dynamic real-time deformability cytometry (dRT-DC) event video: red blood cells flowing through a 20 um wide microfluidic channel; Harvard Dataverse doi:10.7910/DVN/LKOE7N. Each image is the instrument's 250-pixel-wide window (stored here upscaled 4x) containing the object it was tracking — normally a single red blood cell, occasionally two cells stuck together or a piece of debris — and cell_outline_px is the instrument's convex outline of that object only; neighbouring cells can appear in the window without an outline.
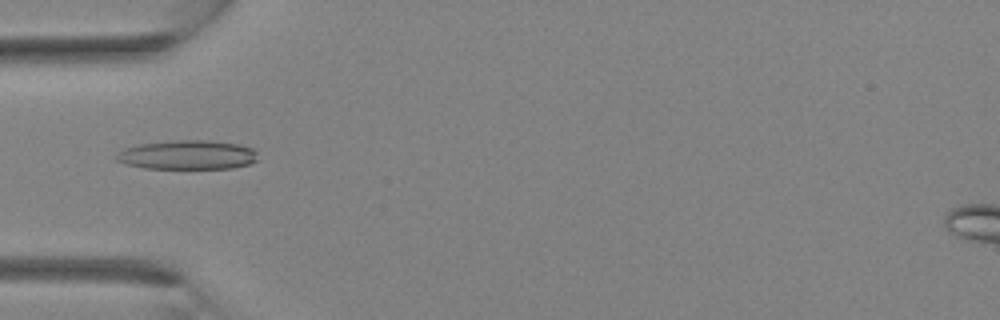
{"species": "Egyptian fruit bat (a non-hibernating species)", "species_latin": "Rousettus aegyptiacus", "temperature_condition": "room temperature", "stored_images_in_passage": 3, "camera_frame_rate_fps": 3000, "um_per_image_px": 0.085, "animal": {"sex": "female"}, "frame": {"image": 1, "passage_image": 3, "time_ms": 0.667, "image_size_px": [1000, 320], "cell_outline_px": [[256, 160], [252, 164], [232, 168], [144, 168], [124, 164], [116, 160], [112, 156], [116, 152], [124, 148], [140, 144], [176, 140], [208, 140], [240, 144], [252, 148], [256, 152]], "centroid_in_image_um": [15.9, 13.16], "position_along_channel_um": 69.1, "area_um2": 24.28}}